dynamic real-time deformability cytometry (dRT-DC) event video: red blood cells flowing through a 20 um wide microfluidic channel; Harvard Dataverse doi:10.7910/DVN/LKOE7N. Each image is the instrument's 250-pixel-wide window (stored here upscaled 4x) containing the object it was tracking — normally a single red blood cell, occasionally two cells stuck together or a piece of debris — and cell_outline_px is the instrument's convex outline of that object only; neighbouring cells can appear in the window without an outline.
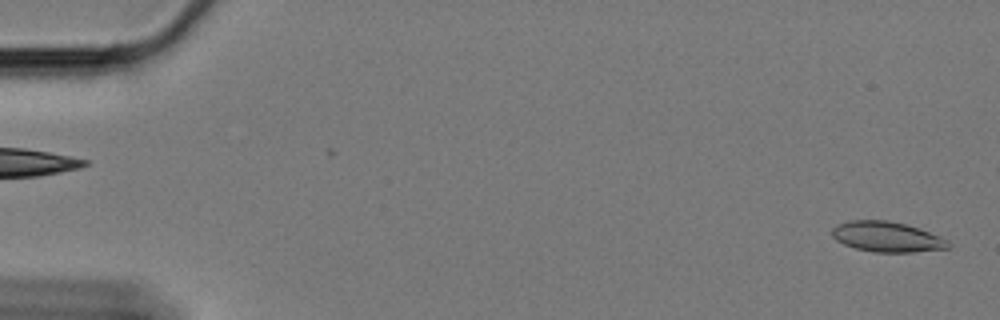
{"species": "Egyptian fruit bat (a non-hibernating species)", "species_latin": "Rousettus aegyptiacus", "temperature_condition": "cold", "stored_images_in_passage": 59, "camera_frame_rate_fps": 3000, "um_per_image_px": 0.085, "animal": {"sex": "female"}, "frame": {"image": 1, "passage_image": 2, "time_ms": 0.333, "image_size_px": [1000, 320], "cell_outline_px": [[952, 244], [948, 248], [912, 252], [872, 252], [856, 248], [844, 244], [836, 240], [832, 236], [832, 228], [836, 224], [848, 220], [888, 220], [920, 228], [940, 236], [948, 240]], "centroid_in_image_um": [75.38, 20.12], "position_along_channel_um": 9.6, "area_um2": 20.63}}
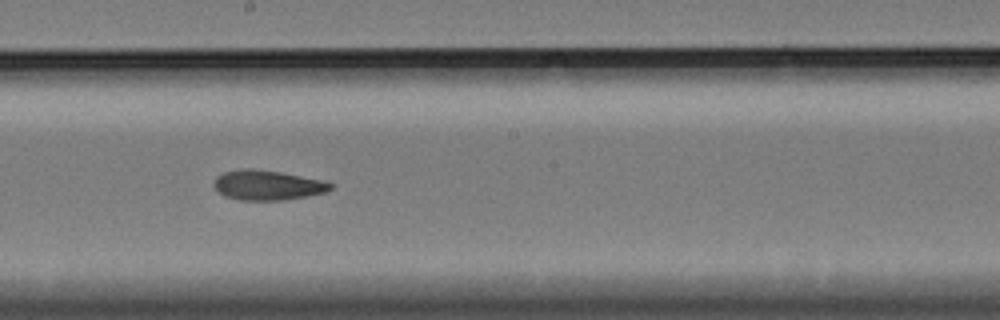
{"frame": {"image": 2, "passage_image": 34, "time_ms": 11.0, "image_size_px": [1000, 320], "cell_outline_px": [[332, 188], [324, 192], [308, 196], [284, 200], [240, 200], [224, 196], [212, 184], [216, 176], [224, 172], [244, 168], [252, 168], [280, 172], [324, 180], [332, 184]], "centroid_in_image_um": [22.72, 15.73], "position_along_channel_um": 225.5, "area_um2": 20.29}}
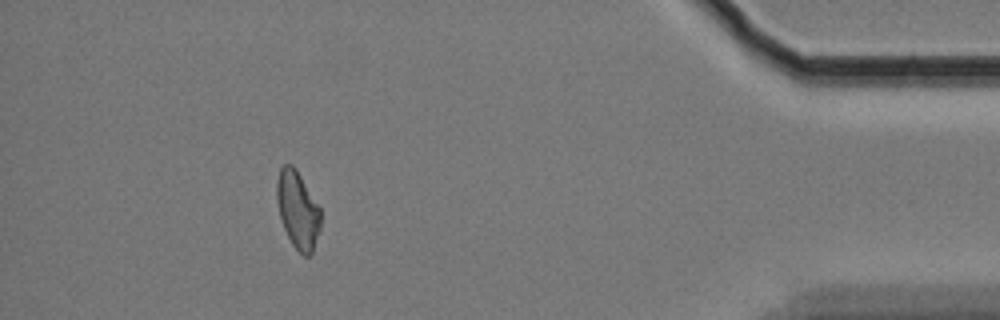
{"frame": {"image": 3, "passage_image": 55, "time_ms": 18.0, "image_size_px": [1000, 320], "cell_outline_px": [[320, 228], [312, 252], [308, 256], [304, 256], [292, 244], [284, 228], [280, 216], [276, 200], [276, 180], [280, 168], [284, 164], [292, 164], [296, 168], [320, 208]], "centroid_in_image_um": [25.29, 17.8], "position_along_channel_um": 409.9, "area_um2": 19.65}, "authors_computed_cell_mechanics": {"area_um2": 20.5768, "velocity_mm_per_s": 3.3356, "shape_relaxation_time_tau1_ms": null, "shape_relaxation_time_tau2_ms": 4.2795, "deformation_change_tau1": null, "deformation_change_tau2": 0.1028}}